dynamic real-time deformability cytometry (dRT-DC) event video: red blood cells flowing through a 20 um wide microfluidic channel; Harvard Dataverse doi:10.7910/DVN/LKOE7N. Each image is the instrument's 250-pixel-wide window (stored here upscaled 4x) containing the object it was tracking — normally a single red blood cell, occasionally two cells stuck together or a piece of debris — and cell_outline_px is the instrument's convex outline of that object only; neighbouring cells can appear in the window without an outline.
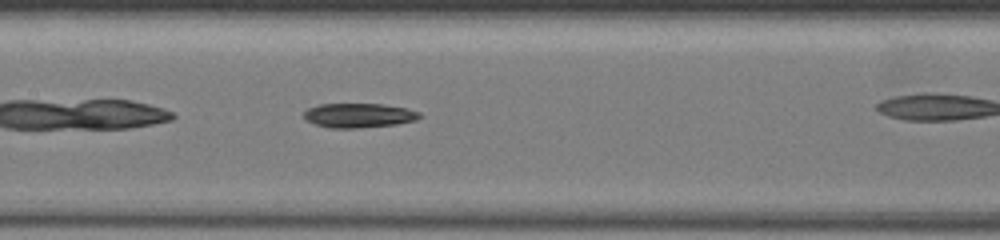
{"species": "common noctule bat (a hibernating species)", "species_latin": "Nyctalus noctula", "temperature_condition": "warm", "stored_images_in_passage": 25, "camera_frame_rate_fps": 3000, "um_per_image_px": 0.085, "animal": {"sex": "female", "body_mass_g": 19.5, "forearm_length_mm": 54.1}, "frame": {"image": 1, "passage_image": 8, "time_ms": 2.333, "image_size_px": [1000, 240], "cell_outline_px": [[420, 116], [416, 120], [396, 124], [360, 128], [328, 128], [316, 124], [308, 120], [304, 116], [304, 112], [308, 108], [320, 104], [384, 104], [408, 108], [420, 112]], "centroid_in_image_um": [30.52, 9.81], "position_along_channel_um": 176.9, "area_um2": 16.42}}
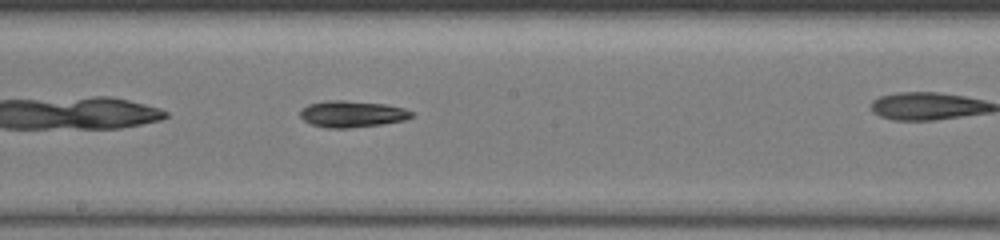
{"frame": {"image": 2, "passage_image": 11, "time_ms": 3.333, "image_size_px": [1000, 240], "cell_outline_px": [[412, 116], [404, 120], [380, 124], [348, 128], [324, 128], [312, 124], [304, 120], [300, 116], [300, 112], [308, 104], [328, 100], [344, 100], [384, 104], [404, 108], [412, 112]], "centroid_in_image_um": [29.9, 9.69], "position_along_channel_um": 218.3, "area_um2": 16.99}}